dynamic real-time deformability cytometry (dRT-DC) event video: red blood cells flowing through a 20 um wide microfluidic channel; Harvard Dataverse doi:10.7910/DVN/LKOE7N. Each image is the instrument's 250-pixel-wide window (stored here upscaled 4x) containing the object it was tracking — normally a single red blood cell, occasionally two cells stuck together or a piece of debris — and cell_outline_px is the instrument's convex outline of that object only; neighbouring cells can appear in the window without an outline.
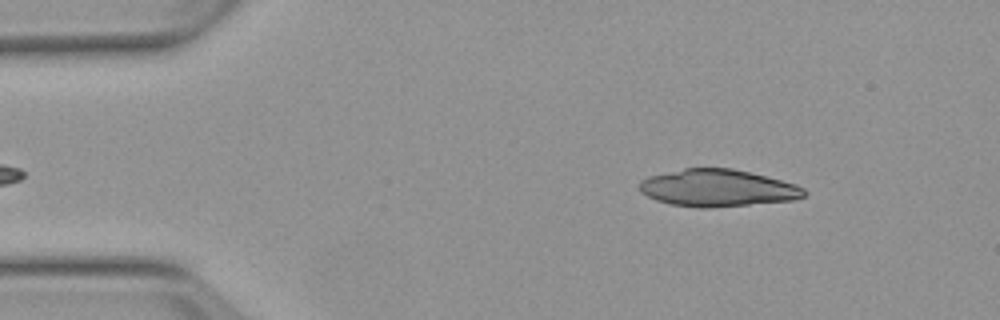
{"species": "Egyptian fruit bat (a non-hibernating species)", "species_latin": "Rousettus aegyptiacus", "temperature_condition": "warm", "stored_images_in_passage": 4, "camera_frame_rate_fps": 3000, "um_per_image_px": 0.085, "animal": {"sex": "female"}, "frame": {"image": 1, "passage_image": 4, "time_ms": 5.0, "image_size_px": [1000, 320], "cell_outline_px": [[808, 192], [804, 196], [792, 200], [708, 208], [700, 208], [672, 204], [656, 200], [640, 192], [640, 180], [648, 176], [684, 168], [732, 168], [796, 184], [804, 188]], "centroid_in_image_um": [60.98, 15.98], "position_along_channel_um": 24.0, "area_um2": 35.37}}